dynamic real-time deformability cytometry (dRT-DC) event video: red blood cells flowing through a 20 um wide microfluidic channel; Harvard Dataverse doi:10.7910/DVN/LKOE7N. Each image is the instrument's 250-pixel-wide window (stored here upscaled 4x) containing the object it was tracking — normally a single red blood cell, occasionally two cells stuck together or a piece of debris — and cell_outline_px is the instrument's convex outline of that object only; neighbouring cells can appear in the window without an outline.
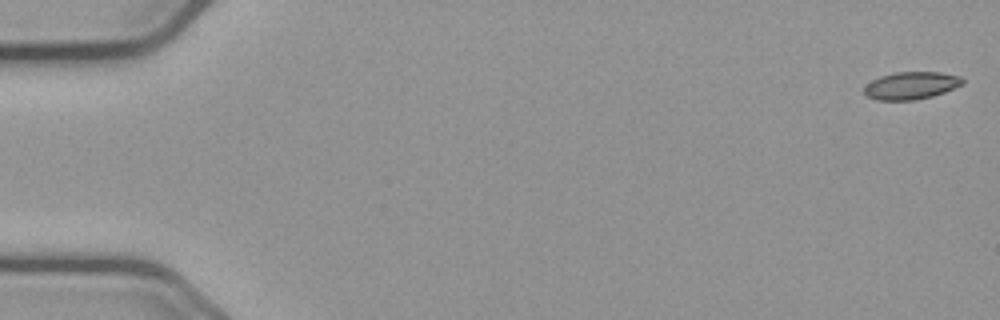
{"species": "common noctule bat (a hibernating species)", "species_latin": "Nyctalus noctula", "temperature_condition": "cold", "stored_images_in_passage": 56, "camera_frame_rate_fps": 3000, "um_per_image_px": 0.085, "animal": {"sex": "male", "body_mass_g": 23.1, "forearm_length_mm": 52.7}, "frame": {"image": 1, "passage_image": 1, "time_ms": 0.0, "image_size_px": [1000, 320], "cell_outline_px": [[964, 84], [944, 92], [932, 96], [916, 100], [876, 100], [868, 96], [864, 92], [864, 88], [872, 80], [880, 76], [896, 72], [940, 72], [960, 76], [964, 80]], "centroid_in_image_um": [77.47, 7.27], "position_along_channel_um": 7.5, "area_um2": 15.72}}
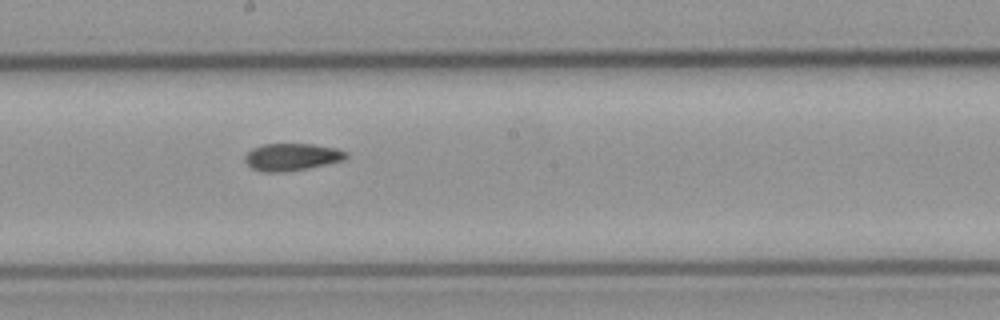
{"frame": {"image": 2, "passage_image": 31, "time_ms": 10.0, "image_size_px": [1000, 320], "cell_outline_px": [[348, 156], [344, 160], [308, 168], [284, 172], [264, 172], [252, 168], [244, 160], [244, 156], [252, 148], [260, 144], [312, 144], [336, 148], [348, 152]], "centroid_in_image_um": [24.8, 13.34], "position_along_channel_um": 223.4, "area_um2": 16.13}}
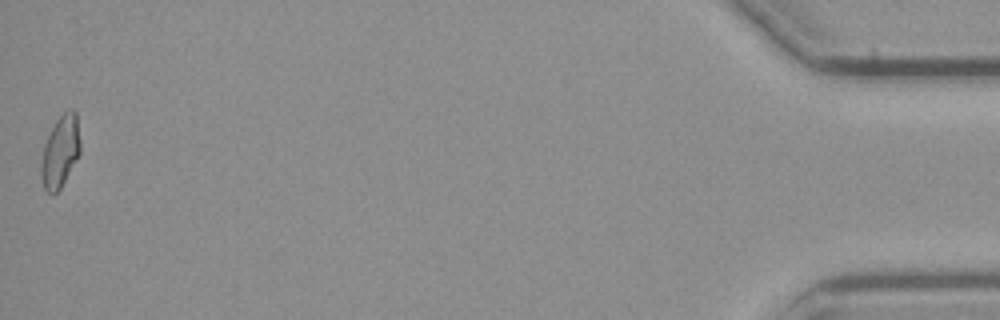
{"frame": {"image": 3, "passage_image": 56, "time_ms": 18.333, "image_size_px": [1000, 320], "cell_outline_px": [[80, 152], [60, 188], [56, 192], [48, 192], [44, 188], [40, 176], [40, 164], [44, 144], [56, 120], [68, 108], [72, 108], [76, 112], [80, 140]], "centroid_in_image_um": [5.11, 12.84], "position_along_channel_um": 430.1, "area_um2": 16.18}, "authors_computed_cell_mechanics": {"area_um2": 16.1262, "velocity_mm_per_s": 3.6817, "shape_relaxation_time_tau1_ms": null, "shape_relaxation_time_tau2_ms": 4.5746, "deformation_change_tau1": null, "deformation_change_tau2": 0.0898}}